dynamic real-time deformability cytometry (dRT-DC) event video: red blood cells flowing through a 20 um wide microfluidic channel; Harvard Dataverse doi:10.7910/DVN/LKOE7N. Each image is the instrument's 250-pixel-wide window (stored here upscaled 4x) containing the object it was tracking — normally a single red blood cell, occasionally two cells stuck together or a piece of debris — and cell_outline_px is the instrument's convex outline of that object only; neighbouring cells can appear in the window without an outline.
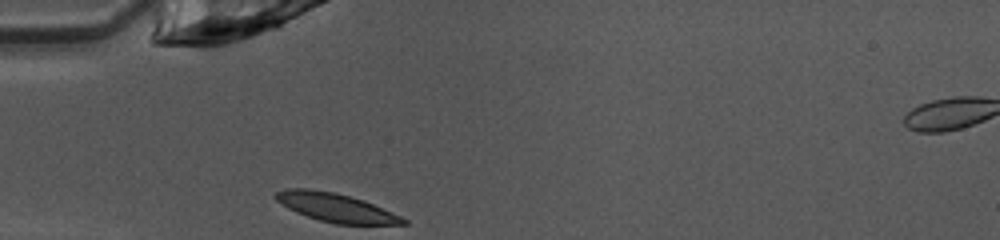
{"species": "common noctule bat (a hibernating species)", "species_latin": "Nyctalus noctula", "temperature_condition": "warm", "stored_images_in_passage": 31, "camera_frame_rate_fps": 3000, "um_per_image_px": 0.085, "animal": {"sex": "female", "body_mass_g": 10.0, "forearm_length_mm": 53.1}, "frame": {"image": 1, "passage_image": 1, "time_ms": 0.0, "image_size_px": [1000, 240], "cell_outline_px": [[408, 224], [336, 224], [320, 220], [296, 212], [288, 208], [276, 200], [272, 196], [276, 192], [284, 188], [308, 188], [336, 192], [364, 200], [400, 216], [408, 220]], "centroid_in_image_um": [28.51, 17.62], "position_along_channel_um": 56.5, "area_um2": 21.21}}
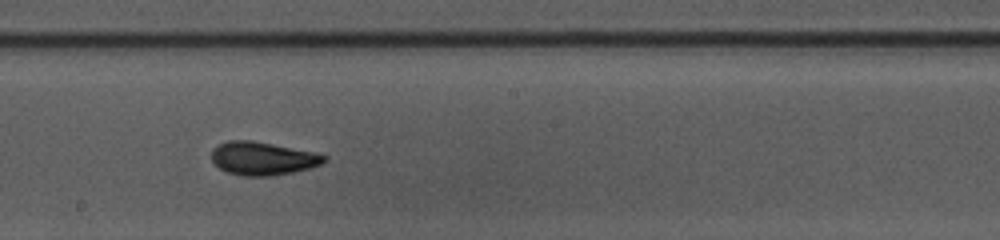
{"frame": {"image": 2, "passage_image": 14, "time_ms": 4.333, "image_size_px": [1000, 240], "cell_outline_px": [[328, 160], [320, 164], [308, 168], [292, 172], [272, 176], [240, 176], [228, 172], [220, 168], [212, 160], [212, 148], [216, 144], [228, 140], [252, 140], [312, 152], [328, 156]], "centroid_in_image_um": [22.29, 13.46], "position_along_channel_um": 225.9, "area_um2": 21.73}}
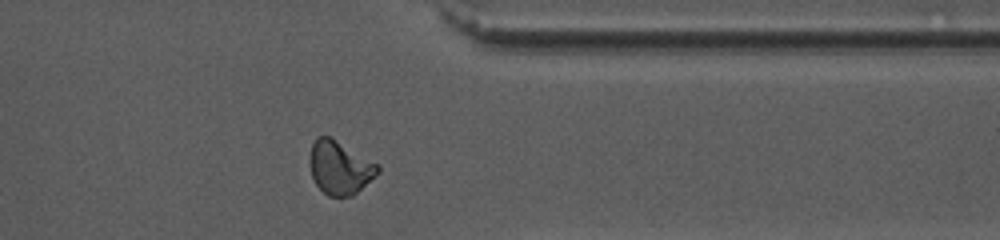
{"frame": {"image": 3, "passage_image": 26, "time_ms": 8.333, "image_size_px": [1000, 240], "cell_outline_px": [[380, 172], [352, 196], [328, 196], [316, 184], [312, 176], [308, 164], [308, 160], [312, 144], [316, 136], [328, 136], [380, 164]], "centroid_in_image_um": [28.87, 14.24], "position_along_channel_um": 382.5, "area_um2": 21.21}, "authors_computed_cell_mechanics": {"area_um2": 21.1548, "velocity_mm_per_s": 4.0429, "shape_relaxation_time_tau1_ms": 3.3348, "shape_relaxation_time_tau2_ms": 1.5969, "deformation_change_tau1": 0.158, "deformation_change_tau2": 0.0736}}